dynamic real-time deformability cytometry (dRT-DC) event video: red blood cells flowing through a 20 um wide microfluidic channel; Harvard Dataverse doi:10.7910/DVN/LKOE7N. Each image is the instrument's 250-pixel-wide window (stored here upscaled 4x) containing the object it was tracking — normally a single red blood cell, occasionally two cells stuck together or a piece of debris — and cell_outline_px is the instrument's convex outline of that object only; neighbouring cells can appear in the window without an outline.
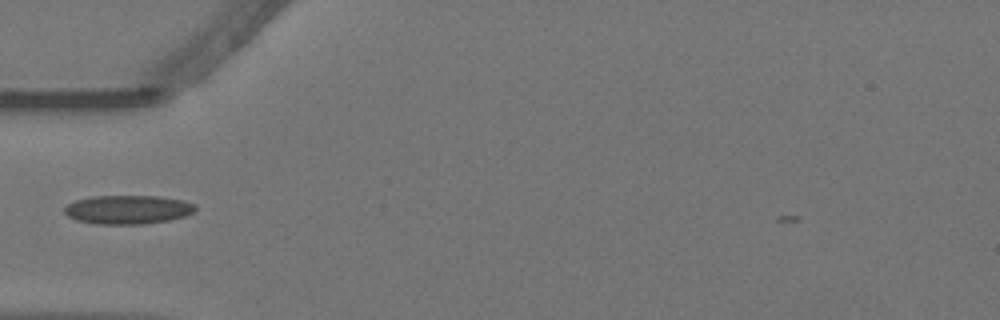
{"species": "Egyptian fruit bat (a non-hibernating species)", "species_latin": "Rousettus aegyptiacus", "temperature_condition": "warm", "stored_images_in_passage": 36, "camera_frame_rate_fps": 3000, "um_per_image_px": 0.085, "animal": {"sex": "female"}, "frame": {"image": 1, "passage_image": 1, "time_ms": 0.0, "image_size_px": [1000, 320], "cell_outline_px": [[196, 208], [192, 212], [184, 216], [168, 220], [144, 224], [96, 224], [76, 220], [68, 216], [64, 212], [64, 208], [68, 204], [76, 200], [92, 196], [156, 196], [184, 200], [192, 204]], "centroid_in_image_um": [10.83, 17.81], "position_along_channel_um": 74.2, "area_um2": 21.85}}
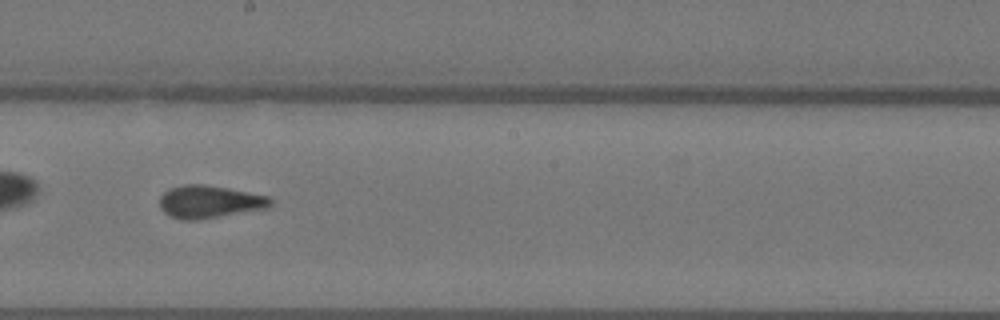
{"frame": {"image": 2, "passage_image": 14, "time_ms": 4.333, "image_size_px": [1000, 320], "cell_outline_px": [[272, 204], [268, 208], [200, 220], [180, 220], [164, 212], [160, 208], [160, 196], [168, 188], [184, 184], [204, 184], [228, 188], [268, 196], [272, 200]], "centroid_in_image_um": [17.79, 17.15], "position_along_channel_um": 230.4, "area_um2": 21.27}}